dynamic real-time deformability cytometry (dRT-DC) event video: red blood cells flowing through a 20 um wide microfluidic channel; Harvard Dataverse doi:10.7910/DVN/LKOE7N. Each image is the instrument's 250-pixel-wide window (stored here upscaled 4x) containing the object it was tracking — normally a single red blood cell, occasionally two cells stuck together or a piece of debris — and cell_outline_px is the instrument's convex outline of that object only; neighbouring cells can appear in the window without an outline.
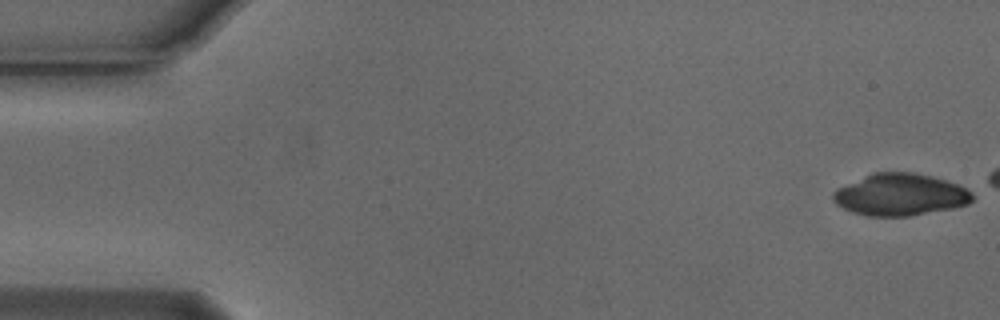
{"species": "Egyptian fruit bat (a non-hibernating species)", "species_latin": "Rousettus aegyptiacus", "temperature_condition": "cold", "stored_images_in_passage": 6, "camera_frame_rate_fps": 3000, "um_per_image_px": 0.085, "animal": {"sex": "male"}, "frame": {"image": 1, "passage_image": 1, "time_ms": 0.0, "image_size_px": [1000, 320], "cell_outline_px": [[972, 200], [968, 204], [952, 208], [908, 216], [868, 216], [852, 212], [836, 204], [832, 200], [832, 192], [836, 188], [872, 172], [912, 172], [932, 176], [956, 184], [972, 192]], "centroid_in_image_um": [76.46, 16.54], "position_along_channel_um": 8.5, "area_um2": 33.99}}